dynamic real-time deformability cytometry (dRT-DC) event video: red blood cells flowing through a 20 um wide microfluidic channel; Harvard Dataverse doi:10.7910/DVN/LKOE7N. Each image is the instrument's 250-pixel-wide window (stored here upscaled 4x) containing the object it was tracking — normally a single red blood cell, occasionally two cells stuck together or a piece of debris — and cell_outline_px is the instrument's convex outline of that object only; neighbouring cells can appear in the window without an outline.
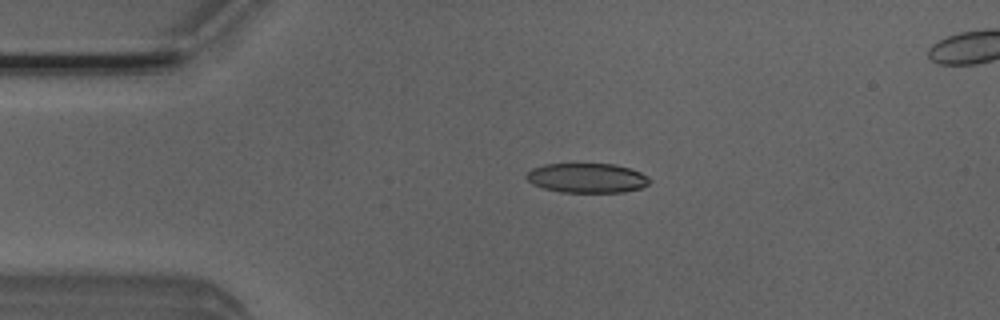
{"species": "Egyptian fruit bat (a non-hibernating species)", "species_latin": "Rousettus aegyptiacus", "temperature_condition": "room temperature", "stored_images_in_passage": 4, "camera_frame_rate_fps": 3000, "um_per_image_px": 0.085, "animal": {"sex": "male"}, "frame": {"image": 1, "passage_image": 2, "time_ms": 0.333, "image_size_px": [1000, 320], "cell_outline_px": [[652, 180], [648, 184], [640, 188], [624, 192], [560, 192], [544, 188], [532, 184], [524, 176], [532, 168], [544, 164], [616, 164], [632, 168], [648, 176]], "centroid_in_image_um": [49.91, 15.12], "position_along_channel_um": 35.1, "area_um2": 21.39}}